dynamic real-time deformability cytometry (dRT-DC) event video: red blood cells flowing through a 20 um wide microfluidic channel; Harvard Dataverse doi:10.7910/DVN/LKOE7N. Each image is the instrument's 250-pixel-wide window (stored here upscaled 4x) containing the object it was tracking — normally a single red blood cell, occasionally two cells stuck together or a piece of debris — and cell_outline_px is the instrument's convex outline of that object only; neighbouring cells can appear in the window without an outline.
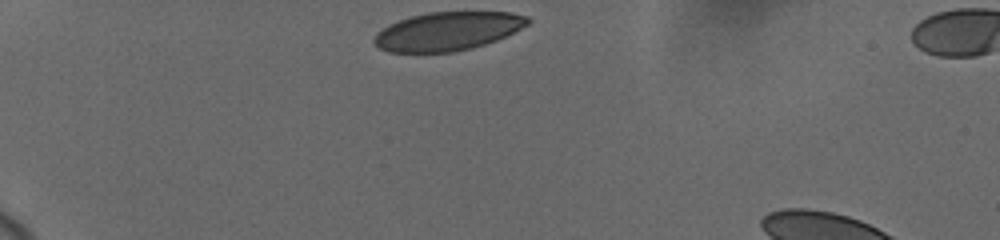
{"species": "human", "species_latin": "Homo sapiens", "temperature_condition": "cold", "stored_images_in_passage": 13, "camera_frame_rate_fps": 3000, "um_per_image_px": 0.085, "donor": {"sex": "female"}, "frame": {"image": 1, "passage_image": 1, "time_ms": 0.0, "image_size_px": [1000, 240], "cell_outline_px": [[532, 20], [528, 24], [496, 40], [472, 48], [452, 52], [388, 52], [380, 48], [372, 40], [376, 32], [388, 24], [412, 16], [428, 12], [512, 12], [528, 16]], "centroid_in_image_um": [38.03, 2.65], "position_along_channel_um": 47.0, "area_um2": 34.39}}
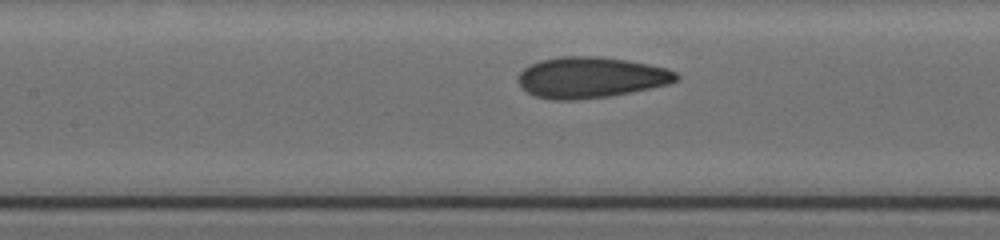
{"frame": {"image": 2, "passage_image": 9, "time_ms": 4.333, "image_size_px": [1000, 240], "cell_outline_px": [[680, 76], [676, 80], [668, 84], [608, 96], [576, 100], [552, 100], [536, 96], [520, 88], [516, 80], [520, 72], [524, 68], [540, 60], [560, 56], [596, 56], [628, 60], [668, 68], [676, 72]], "centroid_in_image_um": [50.18, 6.58], "position_along_channel_um": 157.2, "area_um2": 37.74}}
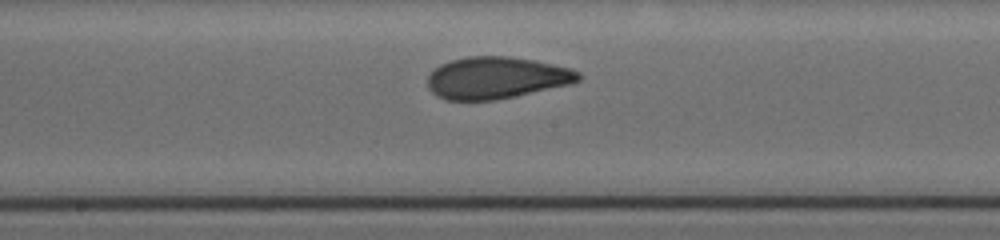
{"frame": {"image": 3, "passage_image": 12, "time_ms": 5.667, "image_size_px": [1000, 240], "cell_outline_px": [[580, 80], [572, 84], [496, 100], [444, 100], [436, 96], [428, 88], [428, 76], [440, 64], [452, 60], [468, 56], [508, 56], [532, 60], [572, 68], [580, 72]], "centroid_in_image_um": [42.2, 6.62], "position_along_channel_um": 206.0, "area_um2": 36.88}}